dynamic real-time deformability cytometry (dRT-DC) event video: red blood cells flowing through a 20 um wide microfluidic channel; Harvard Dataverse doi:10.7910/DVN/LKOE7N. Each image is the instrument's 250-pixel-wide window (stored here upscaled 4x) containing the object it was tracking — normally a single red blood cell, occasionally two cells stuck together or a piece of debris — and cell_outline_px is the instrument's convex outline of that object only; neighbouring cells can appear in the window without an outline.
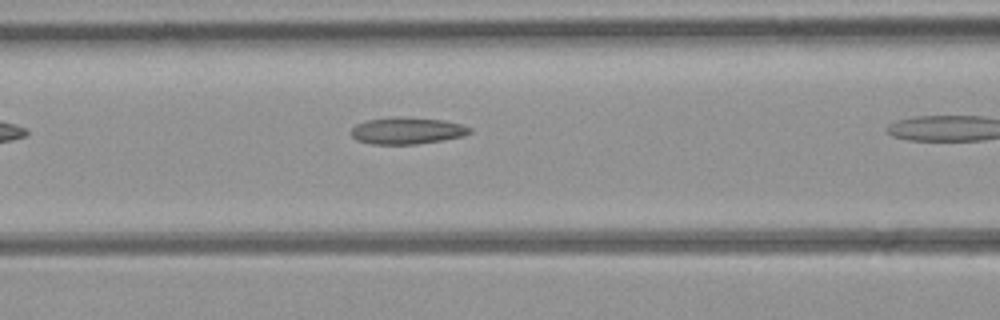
{"species": "common noctule bat (a hibernating species)", "species_latin": "Nyctalus noctula", "temperature_condition": "room temperature", "stored_images_in_passage": 10, "camera_frame_rate_fps": 3000, "um_per_image_px": 0.085, "animal": {"sex": "female", "body_mass_g": 21.9}, "frame": {"image": 1, "passage_image": 6, "time_ms": 1.667, "image_size_px": [1000, 320], "cell_outline_px": [[472, 132], [464, 136], [444, 140], [416, 144], [372, 144], [356, 140], [352, 136], [352, 128], [356, 124], [364, 120], [388, 116], [396, 116], [444, 120], [460, 124], [472, 128]], "centroid_in_image_um": [34.59, 11.1], "position_along_channel_um": 132.0, "area_um2": 18.79}}
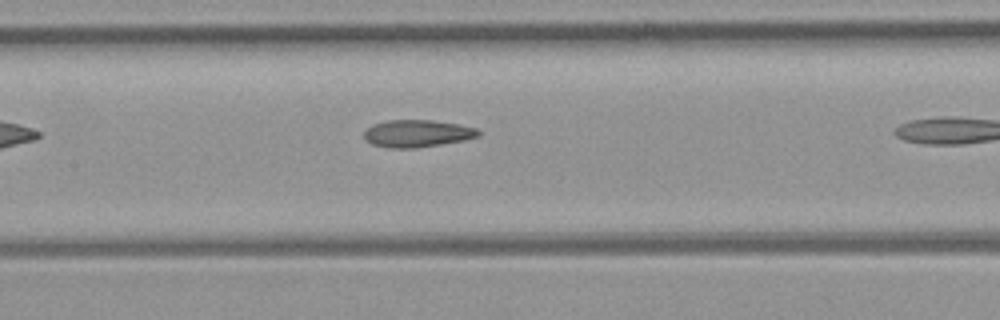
{"frame": {"image": 2, "passage_image": 9, "time_ms": 2.667, "image_size_px": [1000, 320], "cell_outline_px": [[480, 136], [464, 140], [416, 148], [388, 148], [372, 144], [364, 136], [364, 132], [372, 124], [388, 120], [432, 120], [460, 124], [476, 128], [480, 132]], "centroid_in_image_um": [35.48, 11.34], "position_along_channel_um": 171.9, "area_um2": 18.15}}